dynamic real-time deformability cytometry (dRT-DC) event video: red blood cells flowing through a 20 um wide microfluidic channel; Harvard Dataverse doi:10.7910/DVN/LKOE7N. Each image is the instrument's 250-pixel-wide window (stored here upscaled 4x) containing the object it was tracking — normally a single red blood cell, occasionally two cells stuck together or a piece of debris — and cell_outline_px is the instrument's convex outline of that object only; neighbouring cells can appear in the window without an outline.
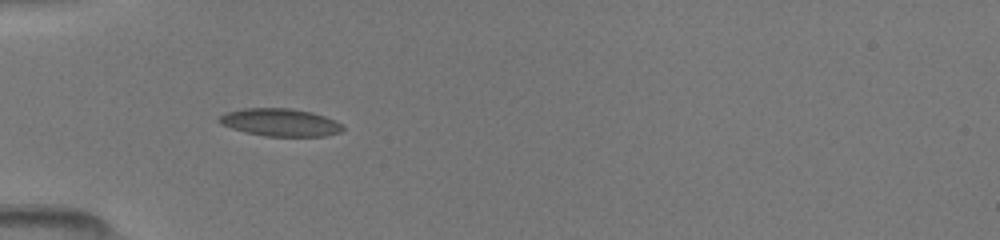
{"species": "common noctule bat (a hibernating species)", "species_latin": "Nyctalus noctula", "temperature_condition": "room temperature", "stored_images_in_passage": 24, "camera_frame_rate_fps": 3000, "um_per_image_px": 0.085, "animal": {"sex": "female", "body_mass_g": 19.5, "forearm_length_mm": 54.1}, "frame": {"image": 1, "passage_image": 4, "time_ms": 1.0, "image_size_px": [1000, 240], "cell_outline_px": [[344, 132], [324, 136], [264, 136], [244, 132], [220, 124], [216, 120], [224, 112], [244, 108], [292, 108], [312, 112], [336, 120], [344, 124]], "centroid_in_image_um": [23.84, 10.4], "position_along_channel_um": 61.2, "area_um2": 20.29}}
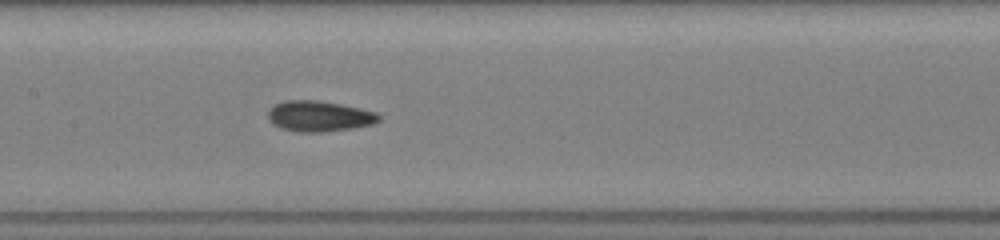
{"frame": {"image": 2, "passage_image": 11, "time_ms": 4.0, "image_size_px": [1000, 240], "cell_outline_px": [[380, 120], [372, 124], [356, 128], [324, 132], [296, 132], [280, 128], [272, 124], [268, 120], [268, 108], [284, 100], [316, 100], [340, 104], [360, 108], [376, 112], [380, 116]], "centroid_in_image_um": [27.1, 9.88], "position_along_channel_um": 180.3, "area_um2": 20.06}}
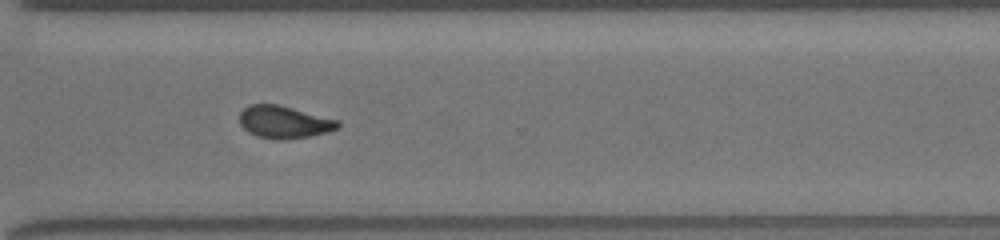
{"frame": {"image": 3, "passage_image": 19, "time_ms": 8.0, "image_size_px": [1000, 240], "cell_outline_px": [[340, 128], [312, 136], [280, 140], [272, 140], [248, 132], [240, 124], [240, 112], [248, 104], [280, 104], [340, 120]], "centroid_in_image_um": [24.18, 10.36], "position_along_channel_um": 346.4, "area_um2": 18.84}}